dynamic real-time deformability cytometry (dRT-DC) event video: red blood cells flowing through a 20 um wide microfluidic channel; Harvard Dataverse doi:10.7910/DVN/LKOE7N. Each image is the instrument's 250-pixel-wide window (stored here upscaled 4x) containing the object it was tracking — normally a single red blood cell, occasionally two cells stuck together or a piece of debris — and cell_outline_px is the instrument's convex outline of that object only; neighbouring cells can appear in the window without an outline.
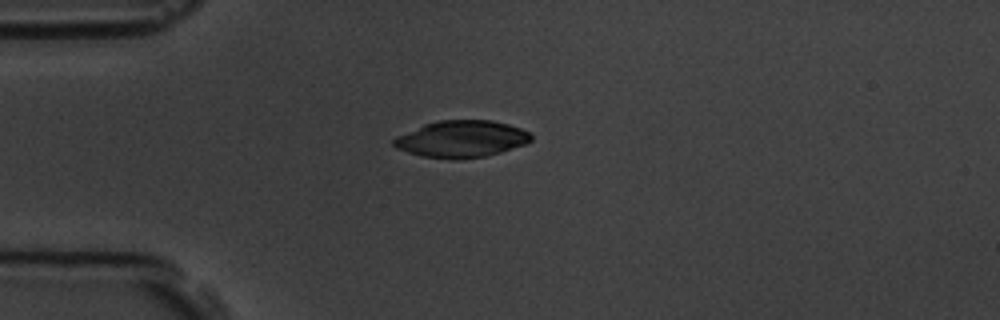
{"species": "common noctule bat (a hibernating species)", "species_latin": "Nyctalus noctula", "temperature_condition": "room temperature", "stored_images_in_passage": 3, "camera_frame_rate_fps": 3000, "um_per_image_px": 0.085, "animal": {"sex": "male", "body_mass_g": 19.5, "forearm_length_mm": 54.6}, "frame": {"image": 1, "passage_image": 1, "time_ms": 0.0, "image_size_px": [1000, 320], "cell_outline_px": [[532, 140], [524, 144], [500, 152], [484, 156], [456, 160], [452, 160], [420, 156], [396, 148], [392, 144], [392, 140], [396, 136], [424, 124], [440, 120], [492, 120], [508, 124], [520, 128], [528, 132], [532, 136]], "centroid_in_image_um": [39.19, 11.82], "position_along_channel_um": 45.8, "area_um2": 29.48}}
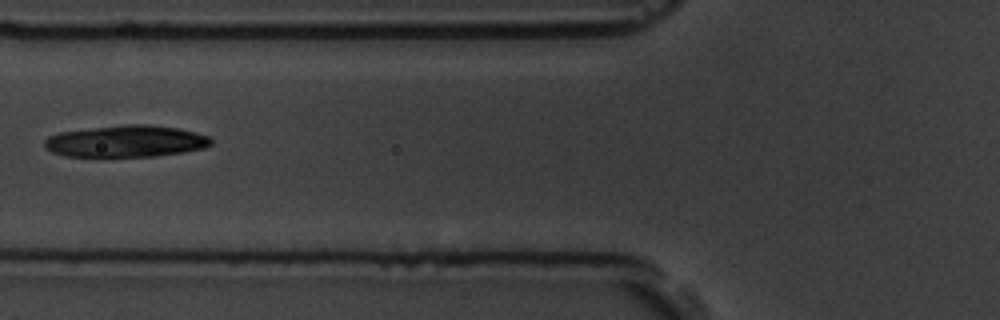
{"frame": {"image": 2, "passage_image": 3, "time_ms": 2.333, "image_size_px": [1000, 320], "cell_outline_px": [[212, 144], [204, 148], [184, 152], [156, 156], [64, 156], [52, 152], [44, 148], [44, 140], [48, 136], [60, 132], [124, 124], [144, 124], [176, 128], [196, 132], [208, 136], [212, 140]], "centroid_in_image_um": [10.7, 12.01], "position_along_channel_um": 115.1, "area_um2": 30.75}}